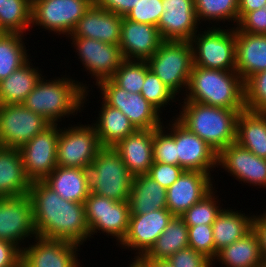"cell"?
Masks as SVG:
<instances>
[{"instance_id": "obj_54", "label": "cell", "mask_w": 266, "mask_h": 267, "mask_svg": "<svg viewBox=\"0 0 266 267\" xmlns=\"http://www.w3.org/2000/svg\"><path fill=\"white\" fill-rule=\"evenodd\" d=\"M259 267H266V263H262Z\"/></svg>"}, {"instance_id": "obj_7", "label": "cell", "mask_w": 266, "mask_h": 267, "mask_svg": "<svg viewBox=\"0 0 266 267\" xmlns=\"http://www.w3.org/2000/svg\"><path fill=\"white\" fill-rule=\"evenodd\" d=\"M147 63L149 69L179 96L187 89L193 67L191 42L163 41Z\"/></svg>"}, {"instance_id": "obj_52", "label": "cell", "mask_w": 266, "mask_h": 267, "mask_svg": "<svg viewBox=\"0 0 266 267\" xmlns=\"http://www.w3.org/2000/svg\"><path fill=\"white\" fill-rule=\"evenodd\" d=\"M131 267H172L168 260L132 259Z\"/></svg>"}, {"instance_id": "obj_34", "label": "cell", "mask_w": 266, "mask_h": 267, "mask_svg": "<svg viewBox=\"0 0 266 267\" xmlns=\"http://www.w3.org/2000/svg\"><path fill=\"white\" fill-rule=\"evenodd\" d=\"M189 247L188 226L181 216H173L151 249L135 259L167 260L181 249Z\"/></svg>"}, {"instance_id": "obj_38", "label": "cell", "mask_w": 266, "mask_h": 267, "mask_svg": "<svg viewBox=\"0 0 266 267\" xmlns=\"http://www.w3.org/2000/svg\"><path fill=\"white\" fill-rule=\"evenodd\" d=\"M217 190L214 188L206 194L200 201L192 205L186 212H184L181 217L187 226L196 225H212L215 221L217 215L223 209V204L220 205L216 196Z\"/></svg>"}, {"instance_id": "obj_37", "label": "cell", "mask_w": 266, "mask_h": 267, "mask_svg": "<svg viewBox=\"0 0 266 267\" xmlns=\"http://www.w3.org/2000/svg\"><path fill=\"white\" fill-rule=\"evenodd\" d=\"M194 4L199 24L207 21L215 27V23L231 21L236 27L239 23L238 0H194Z\"/></svg>"}, {"instance_id": "obj_23", "label": "cell", "mask_w": 266, "mask_h": 267, "mask_svg": "<svg viewBox=\"0 0 266 267\" xmlns=\"http://www.w3.org/2000/svg\"><path fill=\"white\" fill-rule=\"evenodd\" d=\"M121 26L122 16L99 8L93 3L68 37L92 38L110 44H119Z\"/></svg>"}, {"instance_id": "obj_42", "label": "cell", "mask_w": 266, "mask_h": 267, "mask_svg": "<svg viewBox=\"0 0 266 267\" xmlns=\"http://www.w3.org/2000/svg\"><path fill=\"white\" fill-rule=\"evenodd\" d=\"M244 104L249 111H266V70L254 74L244 82Z\"/></svg>"}, {"instance_id": "obj_30", "label": "cell", "mask_w": 266, "mask_h": 267, "mask_svg": "<svg viewBox=\"0 0 266 267\" xmlns=\"http://www.w3.org/2000/svg\"><path fill=\"white\" fill-rule=\"evenodd\" d=\"M217 262L226 267H259L263 259L259 236L255 230L252 229L239 240L220 250L212 264L215 265Z\"/></svg>"}, {"instance_id": "obj_41", "label": "cell", "mask_w": 266, "mask_h": 267, "mask_svg": "<svg viewBox=\"0 0 266 267\" xmlns=\"http://www.w3.org/2000/svg\"><path fill=\"white\" fill-rule=\"evenodd\" d=\"M140 93L160 113H162L161 110H163V108L166 110L165 107H167L168 104L170 105L171 102H176L175 99L177 97V95L151 70L145 75Z\"/></svg>"}, {"instance_id": "obj_43", "label": "cell", "mask_w": 266, "mask_h": 267, "mask_svg": "<svg viewBox=\"0 0 266 267\" xmlns=\"http://www.w3.org/2000/svg\"><path fill=\"white\" fill-rule=\"evenodd\" d=\"M188 243L193 250L214 261L215 246L212 225L188 226Z\"/></svg>"}, {"instance_id": "obj_16", "label": "cell", "mask_w": 266, "mask_h": 267, "mask_svg": "<svg viewBox=\"0 0 266 267\" xmlns=\"http://www.w3.org/2000/svg\"><path fill=\"white\" fill-rule=\"evenodd\" d=\"M34 239L36 243H28L21 250V262L25 267H81L78 262L80 245L40 236Z\"/></svg>"}, {"instance_id": "obj_6", "label": "cell", "mask_w": 266, "mask_h": 267, "mask_svg": "<svg viewBox=\"0 0 266 267\" xmlns=\"http://www.w3.org/2000/svg\"><path fill=\"white\" fill-rule=\"evenodd\" d=\"M192 39L193 66L224 71L236 70V27H207ZM224 28V29H223Z\"/></svg>"}, {"instance_id": "obj_36", "label": "cell", "mask_w": 266, "mask_h": 267, "mask_svg": "<svg viewBox=\"0 0 266 267\" xmlns=\"http://www.w3.org/2000/svg\"><path fill=\"white\" fill-rule=\"evenodd\" d=\"M31 24L32 0H0V32L24 35Z\"/></svg>"}, {"instance_id": "obj_28", "label": "cell", "mask_w": 266, "mask_h": 267, "mask_svg": "<svg viewBox=\"0 0 266 267\" xmlns=\"http://www.w3.org/2000/svg\"><path fill=\"white\" fill-rule=\"evenodd\" d=\"M254 214L242 213L241 210L225 209L217 215L212 224L215 257L223 248L239 240L253 229Z\"/></svg>"}, {"instance_id": "obj_10", "label": "cell", "mask_w": 266, "mask_h": 267, "mask_svg": "<svg viewBox=\"0 0 266 267\" xmlns=\"http://www.w3.org/2000/svg\"><path fill=\"white\" fill-rule=\"evenodd\" d=\"M102 100L128 117L136 130L156 129L163 125L161 113L141 93H130L111 79L99 82Z\"/></svg>"}, {"instance_id": "obj_2", "label": "cell", "mask_w": 266, "mask_h": 267, "mask_svg": "<svg viewBox=\"0 0 266 267\" xmlns=\"http://www.w3.org/2000/svg\"><path fill=\"white\" fill-rule=\"evenodd\" d=\"M63 76L51 80L42 76L22 105L41 115L50 124H59L63 117L81 113L91 90H88L87 83Z\"/></svg>"}, {"instance_id": "obj_19", "label": "cell", "mask_w": 266, "mask_h": 267, "mask_svg": "<svg viewBox=\"0 0 266 267\" xmlns=\"http://www.w3.org/2000/svg\"><path fill=\"white\" fill-rule=\"evenodd\" d=\"M217 166L241 181V184L243 182L249 183L248 186L266 188V159L254 155L236 142L218 153Z\"/></svg>"}, {"instance_id": "obj_51", "label": "cell", "mask_w": 266, "mask_h": 267, "mask_svg": "<svg viewBox=\"0 0 266 267\" xmlns=\"http://www.w3.org/2000/svg\"><path fill=\"white\" fill-rule=\"evenodd\" d=\"M266 6V0H238L239 21L253 10Z\"/></svg>"}, {"instance_id": "obj_21", "label": "cell", "mask_w": 266, "mask_h": 267, "mask_svg": "<svg viewBox=\"0 0 266 267\" xmlns=\"http://www.w3.org/2000/svg\"><path fill=\"white\" fill-rule=\"evenodd\" d=\"M213 178L204 172L184 170L166 190L167 209L174 216H181L215 188Z\"/></svg>"}, {"instance_id": "obj_45", "label": "cell", "mask_w": 266, "mask_h": 267, "mask_svg": "<svg viewBox=\"0 0 266 267\" xmlns=\"http://www.w3.org/2000/svg\"><path fill=\"white\" fill-rule=\"evenodd\" d=\"M168 262L172 267H213L212 261L205 255L196 252L191 247L179 250L173 254Z\"/></svg>"}, {"instance_id": "obj_5", "label": "cell", "mask_w": 266, "mask_h": 267, "mask_svg": "<svg viewBox=\"0 0 266 267\" xmlns=\"http://www.w3.org/2000/svg\"><path fill=\"white\" fill-rule=\"evenodd\" d=\"M88 170L91 193L118 202L129 200L133 176L113 147H102Z\"/></svg>"}, {"instance_id": "obj_3", "label": "cell", "mask_w": 266, "mask_h": 267, "mask_svg": "<svg viewBox=\"0 0 266 267\" xmlns=\"http://www.w3.org/2000/svg\"><path fill=\"white\" fill-rule=\"evenodd\" d=\"M184 94V101L245 110L244 82L236 70L224 71L193 66Z\"/></svg>"}, {"instance_id": "obj_40", "label": "cell", "mask_w": 266, "mask_h": 267, "mask_svg": "<svg viewBox=\"0 0 266 267\" xmlns=\"http://www.w3.org/2000/svg\"><path fill=\"white\" fill-rule=\"evenodd\" d=\"M165 126L163 124L161 127L153 129V159L154 162L178 165L174 140V119L172 121L170 119Z\"/></svg>"}, {"instance_id": "obj_4", "label": "cell", "mask_w": 266, "mask_h": 267, "mask_svg": "<svg viewBox=\"0 0 266 267\" xmlns=\"http://www.w3.org/2000/svg\"><path fill=\"white\" fill-rule=\"evenodd\" d=\"M177 119L217 153L236 142L237 119L243 110H231L183 101Z\"/></svg>"}, {"instance_id": "obj_8", "label": "cell", "mask_w": 266, "mask_h": 267, "mask_svg": "<svg viewBox=\"0 0 266 267\" xmlns=\"http://www.w3.org/2000/svg\"><path fill=\"white\" fill-rule=\"evenodd\" d=\"M85 217L92 235L113 236L119 245L125 238L128 230L130 209L129 202H118L104 196L89 193L84 202ZM101 230V231H100ZM99 231V232H98Z\"/></svg>"}, {"instance_id": "obj_33", "label": "cell", "mask_w": 266, "mask_h": 267, "mask_svg": "<svg viewBox=\"0 0 266 267\" xmlns=\"http://www.w3.org/2000/svg\"><path fill=\"white\" fill-rule=\"evenodd\" d=\"M236 143L266 159V114L243 110L237 119Z\"/></svg>"}, {"instance_id": "obj_27", "label": "cell", "mask_w": 266, "mask_h": 267, "mask_svg": "<svg viewBox=\"0 0 266 267\" xmlns=\"http://www.w3.org/2000/svg\"><path fill=\"white\" fill-rule=\"evenodd\" d=\"M30 186L20 150L0 147V197L26 195Z\"/></svg>"}, {"instance_id": "obj_49", "label": "cell", "mask_w": 266, "mask_h": 267, "mask_svg": "<svg viewBox=\"0 0 266 267\" xmlns=\"http://www.w3.org/2000/svg\"><path fill=\"white\" fill-rule=\"evenodd\" d=\"M99 8L125 17L139 0H93Z\"/></svg>"}, {"instance_id": "obj_39", "label": "cell", "mask_w": 266, "mask_h": 267, "mask_svg": "<svg viewBox=\"0 0 266 267\" xmlns=\"http://www.w3.org/2000/svg\"><path fill=\"white\" fill-rule=\"evenodd\" d=\"M149 70L147 61L124 60L110 79L127 92L140 93Z\"/></svg>"}, {"instance_id": "obj_47", "label": "cell", "mask_w": 266, "mask_h": 267, "mask_svg": "<svg viewBox=\"0 0 266 267\" xmlns=\"http://www.w3.org/2000/svg\"><path fill=\"white\" fill-rule=\"evenodd\" d=\"M236 27L241 32L266 35V6L248 12Z\"/></svg>"}, {"instance_id": "obj_13", "label": "cell", "mask_w": 266, "mask_h": 267, "mask_svg": "<svg viewBox=\"0 0 266 267\" xmlns=\"http://www.w3.org/2000/svg\"><path fill=\"white\" fill-rule=\"evenodd\" d=\"M59 126L50 124L19 149L26 176L31 182L43 181L57 167Z\"/></svg>"}, {"instance_id": "obj_53", "label": "cell", "mask_w": 266, "mask_h": 267, "mask_svg": "<svg viewBox=\"0 0 266 267\" xmlns=\"http://www.w3.org/2000/svg\"><path fill=\"white\" fill-rule=\"evenodd\" d=\"M16 267H25V265L22 262H20Z\"/></svg>"}, {"instance_id": "obj_25", "label": "cell", "mask_w": 266, "mask_h": 267, "mask_svg": "<svg viewBox=\"0 0 266 267\" xmlns=\"http://www.w3.org/2000/svg\"><path fill=\"white\" fill-rule=\"evenodd\" d=\"M236 71L245 82L266 70V35L241 32L236 27Z\"/></svg>"}, {"instance_id": "obj_22", "label": "cell", "mask_w": 266, "mask_h": 267, "mask_svg": "<svg viewBox=\"0 0 266 267\" xmlns=\"http://www.w3.org/2000/svg\"><path fill=\"white\" fill-rule=\"evenodd\" d=\"M162 42L156 26L122 17L119 46L125 60L147 61Z\"/></svg>"}, {"instance_id": "obj_48", "label": "cell", "mask_w": 266, "mask_h": 267, "mask_svg": "<svg viewBox=\"0 0 266 267\" xmlns=\"http://www.w3.org/2000/svg\"><path fill=\"white\" fill-rule=\"evenodd\" d=\"M21 262V249L13 244L0 240V267H16Z\"/></svg>"}, {"instance_id": "obj_32", "label": "cell", "mask_w": 266, "mask_h": 267, "mask_svg": "<svg viewBox=\"0 0 266 267\" xmlns=\"http://www.w3.org/2000/svg\"><path fill=\"white\" fill-rule=\"evenodd\" d=\"M30 61L0 81V105L22 104L42 78L41 69Z\"/></svg>"}, {"instance_id": "obj_35", "label": "cell", "mask_w": 266, "mask_h": 267, "mask_svg": "<svg viewBox=\"0 0 266 267\" xmlns=\"http://www.w3.org/2000/svg\"><path fill=\"white\" fill-rule=\"evenodd\" d=\"M23 34L0 32V81L6 79L29 59ZM24 39V40H23Z\"/></svg>"}, {"instance_id": "obj_46", "label": "cell", "mask_w": 266, "mask_h": 267, "mask_svg": "<svg viewBox=\"0 0 266 267\" xmlns=\"http://www.w3.org/2000/svg\"><path fill=\"white\" fill-rule=\"evenodd\" d=\"M183 171L178 165L154 162L147 175L167 190Z\"/></svg>"}, {"instance_id": "obj_1", "label": "cell", "mask_w": 266, "mask_h": 267, "mask_svg": "<svg viewBox=\"0 0 266 267\" xmlns=\"http://www.w3.org/2000/svg\"><path fill=\"white\" fill-rule=\"evenodd\" d=\"M37 236L78 245L90 240L84 203L60 197L43 181H33L28 192Z\"/></svg>"}, {"instance_id": "obj_26", "label": "cell", "mask_w": 266, "mask_h": 267, "mask_svg": "<svg viewBox=\"0 0 266 267\" xmlns=\"http://www.w3.org/2000/svg\"><path fill=\"white\" fill-rule=\"evenodd\" d=\"M43 182L71 202L84 203L90 193L88 169L57 166Z\"/></svg>"}, {"instance_id": "obj_14", "label": "cell", "mask_w": 266, "mask_h": 267, "mask_svg": "<svg viewBox=\"0 0 266 267\" xmlns=\"http://www.w3.org/2000/svg\"><path fill=\"white\" fill-rule=\"evenodd\" d=\"M76 48L78 59L91 78L99 82L110 79L125 60L119 44H110L92 38L68 37ZM94 76V77H93Z\"/></svg>"}, {"instance_id": "obj_18", "label": "cell", "mask_w": 266, "mask_h": 267, "mask_svg": "<svg viewBox=\"0 0 266 267\" xmlns=\"http://www.w3.org/2000/svg\"><path fill=\"white\" fill-rule=\"evenodd\" d=\"M173 214L162 208L146 214H130L128 230L118 245L123 249L136 251L133 259L145 255L167 227Z\"/></svg>"}, {"instance_id": "obj_44", "label": "cell", "mask_w": 266, "mask_h": 267, "mask_svg": "<svg viewBox=\"0 0 266 267\" xmlns=\"http://www.w3.org/2000/svg\"><path fill=\"white\" fill-rule=\"evenodd\" d=\"M163 12L162 0H139L125 18L157 27Z\"/></svg>"}, {"instance_id": "obj_31", "label": "cell", "mask_w": 266, "mask_h": 267, "mask_svg": "<svg viewBox=\"0 0 266 267\" xmlns=\"http://www.w3.org/2000/svg\"><path fill=\"white\" fill-rule=\"evenodd\" d=\"M98 117L91 125L97 132L102 147H113L120 140L133 134L136 129L120 110L107 105L103 100Z\"/></svg>"}, {"instance_id": "obj_50", "label": "cell", "mask_w": 266, "mask_h": 267, "mask_svg": "<svg viewBox=\"0 0 266 267\" xmlns=\"http://www.w3.org/2000/svg\"><path fill=\"white\" fill-rule=\"evenodd\" d=\"M253 229L259 236L262 259L266 263V211L254 216Z\"/></svg>"}, {"instance_id": "obj_12", "label": "cell", "mask_w": 266, "mask_h": 267, "mask_svg": "<svg viewBox=\"0 0 266 267\" xmlns=\"http://www.w3.org/2000/svg\"><path fill=\"white\" fill-rule=\"evenodd\" d=\"M49 125L22 104L0 105V147L20 149Z\"/></svg>"}, {"instance_id": "obj_20", "label": "cell", "mask_w": 266, "mask_h": 267, "mask_svg": "<svg viewBox=\"0 0 266 267\" xmlns=\"http://www.w3.org/2000/svg\"><path fill=\"white\" fill-rule=\"evenodd\" d=\"M158 31L163 41H188L199 31L194 0H162Z\"/></svg>"}, {"instance_id": "obj_29", "label": "cell", "mask_w": 266, "mask_h": 267, "mask_svg": "<svg viewBox=\"0 0 266 267\" xmlns=\"http://www.w3.org/2000/svg\"><path fill=\"white\" fill-rule=\"evenodd\" d=\"M128 202L130 214H146L167 208L166 189L147 174L134 176Z\"/></svg>"}, {"instance_id": "obj_24", "label": "cell", "mask_w": 266, "mask_h": 267, "mask_svg": "<svg viewBox=\"0 0 266 267\" xmlns=\"http://www.w3.org/2000/svg\"><path fill=\"white\" fill-rule=\"evenodd\" d=\"M113 148L119 153L133 177L147 174L154 163L153 129L136 130L120 140Z\"/></svg>"}, {"instance_id": "obj_17", "label": "cell", "mask_w": 266, "mask_h": 267, "mask_svg": "<svg viewBox=\"0 0 266 267\" xmlns=\"http://www.w3.org/2000/svg\"><path fill=\"white\" fill-rule=\"evenodd\" d=\"M173 118L178 166L183 170L200 171L211 176L214 168L218 167V153L176 117Z\"/></svg>"}, {"instance_id": "obj_11", "label": "cell", "mask_w": 266, "mask_h": 267, "mask_svg": "<svg viewBox=\"0 0 266 267\" xmlns=\"http://www.w3.org/2000/svg\"><path fill=\"white\" fill-rule=\"evenodd\" d=\"M94 3L93 0H33L32 24L68 37Z\"/></svg>"}, {"instance_id": "obj_9", "label": "cell", "mask_w": 266, "mask_h": 267, "mask_svg": "<svg viewBox=\"0 0 266 267\" xmlns=\"http://www.w3.org/2000/svg\"><path fill=\"white\" fill-rule=\"evenodd\" d=\"M76 125L59 129L57 166L89 169L102 146L91 124Z\"/></svg>"}, {"instance_id": "obj_15", "label": "cell", "mask_w": 266, "mask_h": 267, "mask_svg": "<svg viewBox=\"0 0 266 267\" xmlns=\"http://www.w3.org/2000/svg\"><path fill=\"white\" fill-rule=\"evenodd\" d=\"M34 237L37 233L30 196L0 197V240L12 242L22 250L25 241Z\"/></svg>"}]
</instances>
